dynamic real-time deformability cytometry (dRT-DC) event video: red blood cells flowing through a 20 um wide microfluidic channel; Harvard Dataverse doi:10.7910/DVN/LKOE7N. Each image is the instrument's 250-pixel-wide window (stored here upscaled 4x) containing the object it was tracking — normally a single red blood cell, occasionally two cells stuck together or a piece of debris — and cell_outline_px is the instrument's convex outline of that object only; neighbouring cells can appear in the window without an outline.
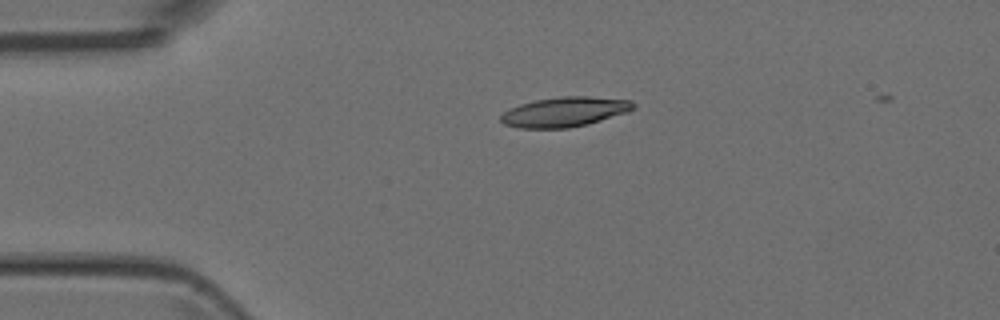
{"species": "Egyptian fruit bat (a non-hibernating species)", "species_latin": "Rousettus aegyptiacus", "temperature_condition": "room temperature", "stored_images_in_passage": 3, "camera_frame_rate_fps": 3000, "um_per_image_px": 0.085, "animal": {"sex": "female"}, "frame": {"image": 1, "passage_image": 1, "time_ms": 0.0, "image_size_px": [1000, 320], "cell_outline_px": [[636, 108], [628, 112], [588, 124], [568, 128], [520, 128], [504, 124], [500, 120], [500, 116], [508, 108], [520, 104], [536, 100], [560, 96], [588, 96], [632, 100], [636, 104]], "centroid_in_image_um": [48.02, 9.5], "position_along_channel_um": 37.0, "area_um2": 23.18}}
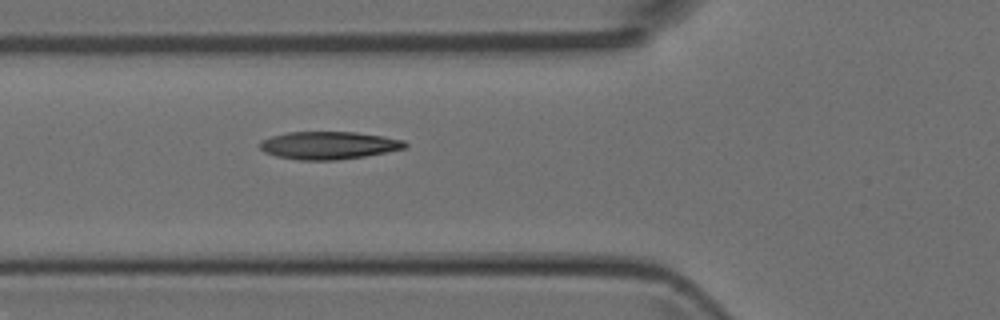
{"frame": {"image": 2, "passage_image": 3, "time_ms": 2.333, "image_size_px": [1000, 320], "cell_outline_px": [[408, 144], [404, 148], [364, 156], [336, 160], [300, 160], [276, 156], [264, 152], [260, 148], [260, 140], [272, 136], [288, 132], [356, 132], [384, 136], [404, 140]], "centroid_in_image_um": [27.92, 12.35], "position_along_channel_um": 97.9, "area_um2": 23.35}}